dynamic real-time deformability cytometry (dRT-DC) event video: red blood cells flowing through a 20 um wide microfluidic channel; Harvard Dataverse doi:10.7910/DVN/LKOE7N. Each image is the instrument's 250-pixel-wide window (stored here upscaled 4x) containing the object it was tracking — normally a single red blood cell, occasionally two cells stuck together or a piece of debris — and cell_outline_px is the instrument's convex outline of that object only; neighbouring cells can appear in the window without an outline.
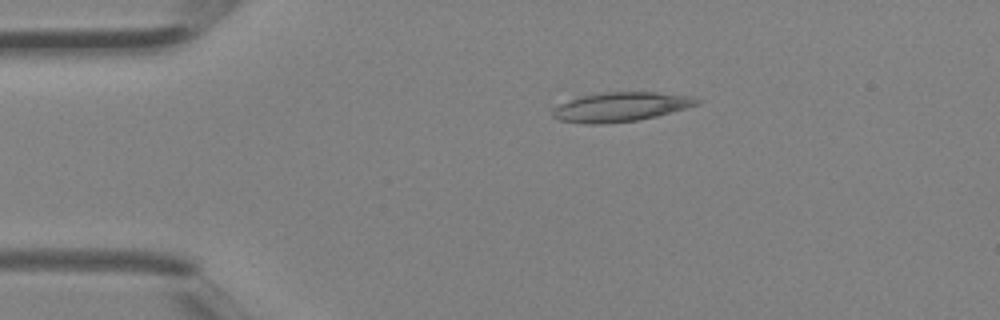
{"species": "Egyptian fruit bat (a non-hibernating species)", "species_latin": "Rousettus aegyptiacus", "temperature_condition": "room temperature", "stored_images_in_passage": 2, "camera_frame_rate_fps": 3000, "um_per_image_px": 0.085, "animal": {"sex": "female"}, "frame": {"image": 1, "passage_image": 1, "time_ms": 0.0, "image_size_px": [1000, 320], "cell_outline_px": [[704, 100], [700, 104], [656, 116], [636, 120], [600, 124], [584, 124], [560, 120], [552, 116], [552, 108], [576, 96], [600, 92], [656, 92], [692, 96]], "centroid_in_image_um": [52.75, 9.07], "position_along_channel_um": 32.3, "area_um2": 24.85}}